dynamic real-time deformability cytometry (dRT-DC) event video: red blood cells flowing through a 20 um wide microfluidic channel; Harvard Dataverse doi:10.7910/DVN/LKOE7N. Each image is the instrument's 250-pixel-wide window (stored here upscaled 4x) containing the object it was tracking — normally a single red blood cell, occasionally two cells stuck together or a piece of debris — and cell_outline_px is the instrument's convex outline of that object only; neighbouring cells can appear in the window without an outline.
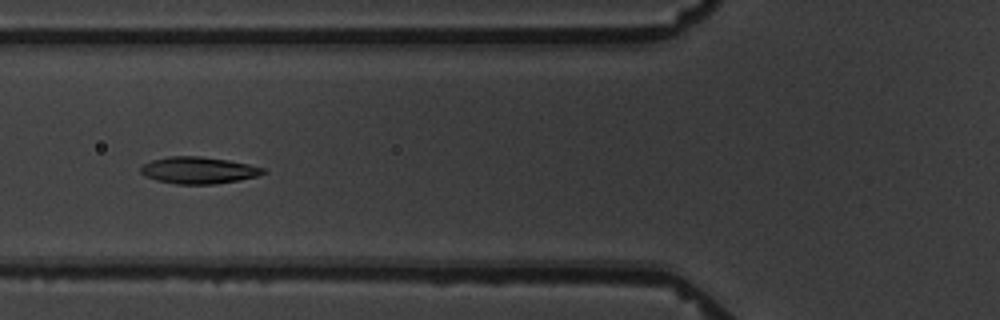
{"species": "common noctule bat (a hibernating species)", "species_latin": "Nyctalus noctula", "temperature_condition": "warm", "stored_images_in_passage": 8, "camera_frame_rate_fps": 3000, "um_per_image_px": 0.085, "animal": {"sex": "male", "body_mass_g": 19.5, "forearm_length_mm": 54.6}, "frame": {"image": 1, "passage_image": 5, "time_ms": 4.667, "image_size_px": [1000, 320], "cell_outline_px": [[268, 172], [256, 176], [216, 184], [176, 184], [156, 180], [144, 176], [140, 172], [140, 168], [144, 164], [152, 160], [168, 156], [200, 156], [228, 160], [248, 164], [264, 168]], "centroid_in_image_um": [16.85, 14.47], "position_along_channel_um": 109.0, "area_um2": 19.07}}
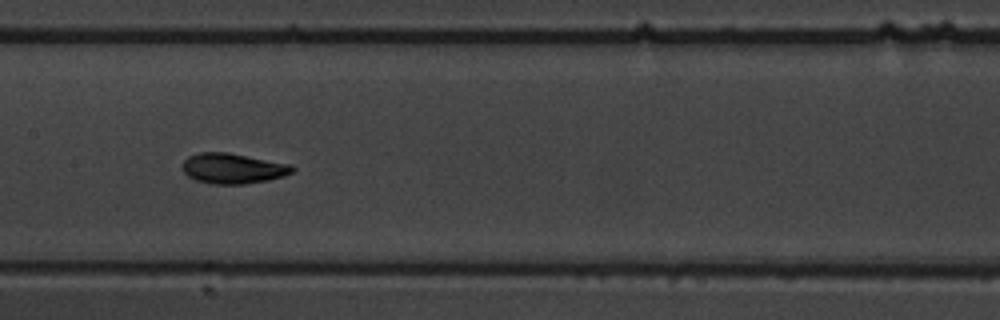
{"frame": {"image": 2, "passage_image": 7, "time_ms": 7.0, "image_size_px": [1000, 320], "cell_outline_px": [[296, 168], [292, 172], [284, 176], [268, 180], [244, 184], [212, 184], [196, 180], [188, 176], [184, 172], [184, 160], [188, 156], [200, 152], [228, 152], [292, 164]], "centroid_in_image_um": [19.83, 14.31], "position_along_channel_um": 187.6, "area_um2": 19.48}}
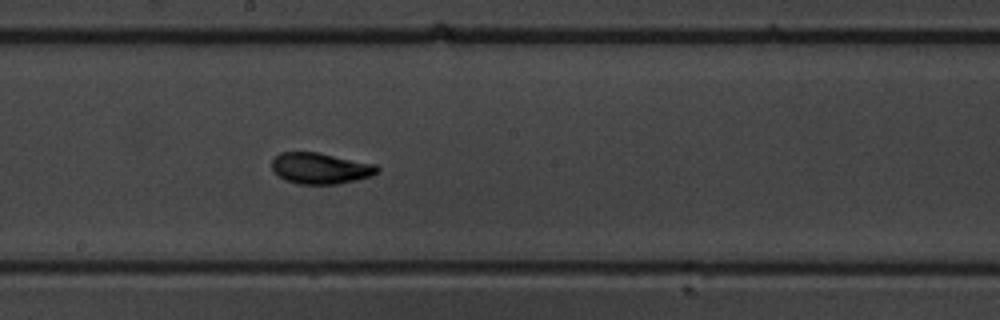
{"frame": {"image": 3, "passage_image": 8, "time_ms": 8.0, "image_size_px": [1000, 320], "cell_outline_px": [[380, 168], [372, 176], [356, 180], [336, 184], [296, 184], [284, 180], [272, 168], [272, 160], [280, 152], [320, 152], [376, 164]], "centroid_in_image_um": [27.25, 14.3], "position_along_channel_um": 221.0, "area_um2": 19.19}}